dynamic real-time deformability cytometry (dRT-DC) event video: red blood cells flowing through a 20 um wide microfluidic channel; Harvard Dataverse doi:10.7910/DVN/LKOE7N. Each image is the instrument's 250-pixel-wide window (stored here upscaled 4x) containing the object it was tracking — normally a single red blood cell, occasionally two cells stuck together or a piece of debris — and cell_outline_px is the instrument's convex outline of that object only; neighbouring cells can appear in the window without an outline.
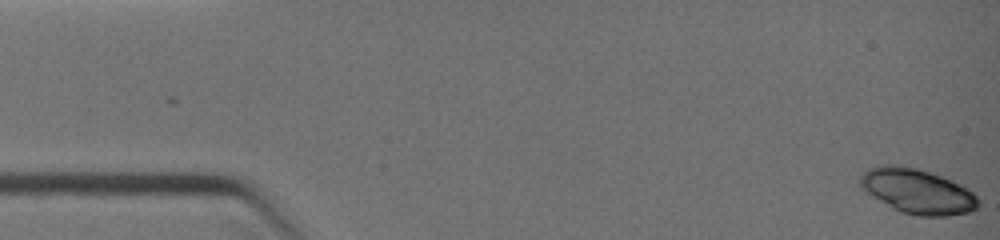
{"species": "common noctule bat (a hibernating species)", "species_latin": "Nyctalus noctula", "temperature_condition": "warm", "stored_images_in_passage": 34, "camera_frame_rate_fps": 3000, "um_per_image_px": 0.085, "animal": {"sex": "female", "body_mass_g": 19.0, "forearm_length_mm": 51.5}, "frame": {"image": 1, "passage_image": 1, "time_ms": 0.0, "image_size_px": [1000, 240], "cell_outline_px": [[980, 204], [976, 208], [968, 212], [948, 216], [920, 216], [900, 212], [892, 208], [860, 188], [860, 176], [868, 168], [884, 164], [896, 164], [916, 168], [952, 180], [960, 184], [972, 192], [980, 200]], "centroid_in_image_um": [77.97, 16.25], "position_along_channel_um": 7.0, "area_um2": 30.81}}
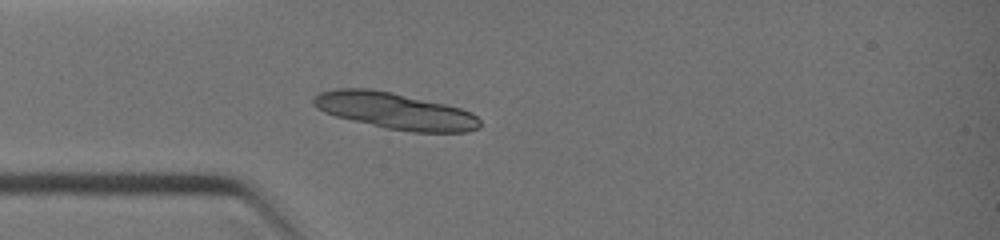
{"frame": {"image": 2, "passage_image": 22, "time_ms": 3.333, "image_size_px": [1000, 240], "cell_outline_px": [[480, 128], [468, 132], [412, 132], [384, 128], [336, 116], [324, 112], [316, 108], [312, 104], [312, 100], [320, 92], [336, 88], [372, 88], [392, 92], [444, 104], [460, 108], [472, 112], [480, 120]], "centroid_in_image_um": [33.57, 9.43], "position_along_channel_um": 51.4, "area_um2": 35.43}}